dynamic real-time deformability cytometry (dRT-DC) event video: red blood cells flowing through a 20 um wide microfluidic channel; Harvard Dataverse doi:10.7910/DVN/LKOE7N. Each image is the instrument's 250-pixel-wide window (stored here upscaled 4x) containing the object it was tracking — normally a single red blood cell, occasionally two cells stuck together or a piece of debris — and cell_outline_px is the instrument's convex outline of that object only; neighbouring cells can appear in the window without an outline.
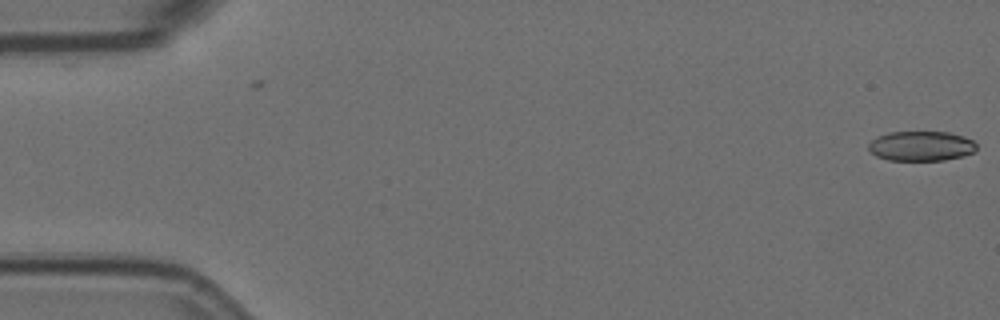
{"species": "Egyptian fruit bat (a non-hibernating species)", "species_latin": "Rousettus aegyptiacus", "temperature_condition": "room temperature", "stored_images_in_passage": 6, "camera_frame_rate_fps": 3000, "um_per_image_px": 0.085, "animal": {"sex": "female"}, "frame": {"image": 1, "passage_image": 1, "time_ms": 0.0, "image_size_px": [1000, 320], "cell_outline_px": [[976, 152], [964, 156], [944, 160], [888, 160], [876, 156], [868, 148], [868, 144], [876, 136], [888, 132], [948, 132], [964, 136], [972, 140], [976, 144]], "centroid_in_image_um": [78.31, 12.41], "position_along_channel_um": 6.7, "area_um2": 18.9}}